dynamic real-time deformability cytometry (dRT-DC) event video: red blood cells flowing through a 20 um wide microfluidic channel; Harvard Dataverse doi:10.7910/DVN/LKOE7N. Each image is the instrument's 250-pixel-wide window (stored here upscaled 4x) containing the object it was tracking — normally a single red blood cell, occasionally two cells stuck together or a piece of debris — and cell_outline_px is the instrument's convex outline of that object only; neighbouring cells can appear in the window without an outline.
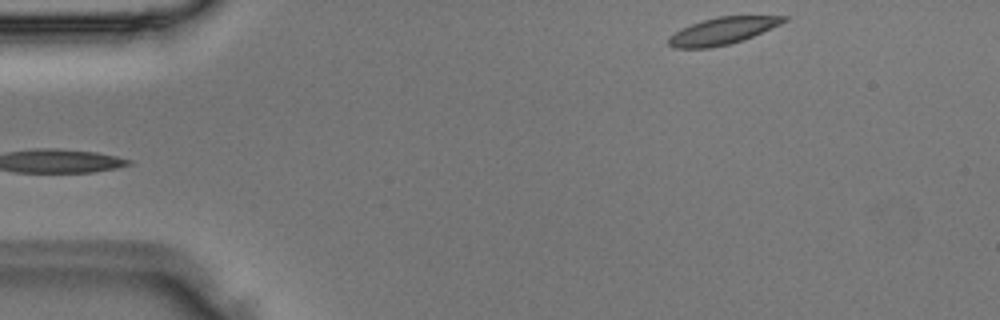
{"species": "Egyptian fruit bat (a non-hibernating species)", "species_latin": "Rousettus aegyptiacus", "temperature_condition": "room temperature", "stored_images_in_passage": 3, "camera_frame_rate_fps": 3000, "um_per_image_px": 0.085, "animal": {"sex": "male"}, "frame": {"image": 1, "passage_image": 3, "time_ms": 0.667, "image_size_px": [1000, 320], "cell_outline_px": [[788, 20], [780, 24], [744, 40], [712, 48], [672, 48], [668, 44], [668, 36], [692, 24], [704, 20], [720, 16], [788, 16]], "centroid_in_image_um": [61.41, 2.64], "position_along_channel_um": 23.6, "area_um2": 17.92}}